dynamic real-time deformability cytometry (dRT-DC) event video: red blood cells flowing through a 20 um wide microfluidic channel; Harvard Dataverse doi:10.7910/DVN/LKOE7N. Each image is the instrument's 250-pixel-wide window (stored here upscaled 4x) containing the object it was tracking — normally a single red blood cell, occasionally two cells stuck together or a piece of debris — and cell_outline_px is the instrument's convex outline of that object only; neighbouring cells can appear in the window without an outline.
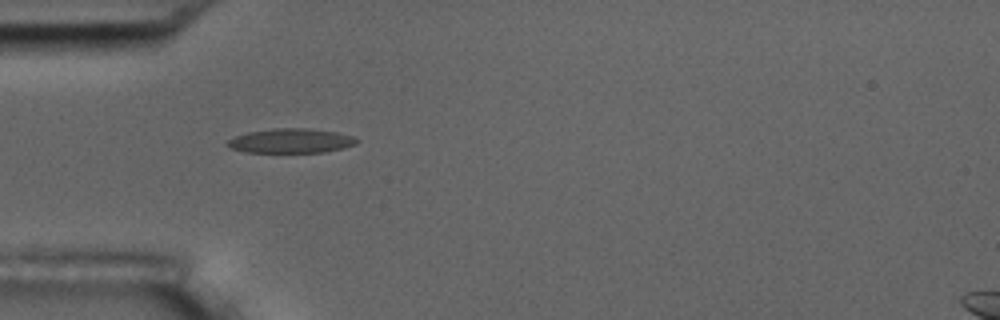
{"species": "common noctule bat (a hibernating species)", "species_latin": "Nyctalus noctula", "temperature_condition": "room temperature", "stored_images_in_passage": 2, "camera_frame_rate_fps": 3000, "um_per_image_px": 0.085, "animal": {"sex": "male", "body_mass_g": 17.5, "forearm_length_mm": 52.3}, "frame": {"image": 1, "passage_image": 1, "time_ms": 0.0, "image_size_px": [1000, 320], "cell_outline_px": [[360, 140], [356, 144], [324, 152], [244, 152], [232, 148], [224, 144], [228, 140], [236, 136], [248, 132], [272, 128], [308, 128], [336, 132], [352, 136]], "centroid_in_image_um": [24.71, 11.96], "position_along_channel_um": 60.3, "area_um2": 18.32}}